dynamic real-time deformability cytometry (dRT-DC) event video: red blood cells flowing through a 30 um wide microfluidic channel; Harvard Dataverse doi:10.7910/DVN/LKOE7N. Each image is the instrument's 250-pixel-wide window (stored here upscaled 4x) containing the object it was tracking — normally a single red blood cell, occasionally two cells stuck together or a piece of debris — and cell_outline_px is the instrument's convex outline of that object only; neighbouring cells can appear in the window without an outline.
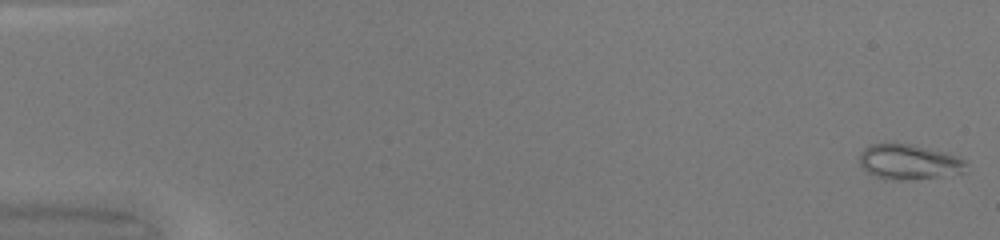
{"species": "common noctule bat (a hibernating species)", "species_latin": "Nyctalus noctula", "temperature_condition": "warm", "stored_images_in_passage": 37, "camera_frame_rate_fps": 3000, "um_per_image_px": 0.085, "animal": {"sex": "female", "body_mass_g": 20.0, "forearm_length_mm": 54.0}, "frame": {"image": 1, "passage_image": 1, "time_ms": 0.0, "image_size_px": [1000, 240], "cell_outline_px": [[968, 172], [940, 176], [908, 180], [884, 180], [868, 172], [860, 164], [860, 152], [868, 144], [912, 144], [944, 152], [956, 156], [964, 160]], "centroid_in_image_um": [77.25, 13.77], "position_along_channel_um": 7.7, "area_um2": 21.79}}
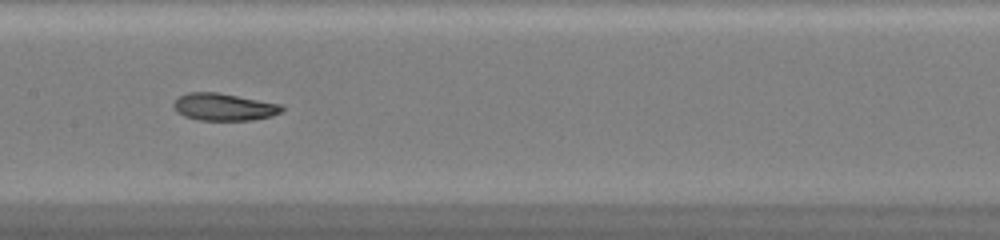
{"frame": {"image": 2, "passage_image": 26, "time_ms": 8.333, "image_size_px": [1000, 240], "cell_outline_px": [[284, 108], [280, 112], [272, 116], [252, 120], [200, 120], [184, 116], [176, 112], [172, 104], [180, 96], [188, 92], [216, 92], [280, 104]], "centroid_in_image_um": [19.0, 9.1], "position_along_channel_um": 188.4, "area_um2": 17.05}}
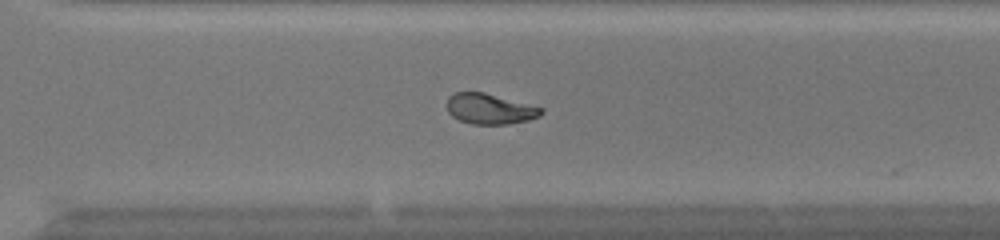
{"frame": {"image": 3, "passage_image": 36, "time_ms": 11.667, "image_size_px": [1000, 240], "cell_outline_px": [[544, 112], [540, 116], [528, 120], [508, 124], [472, 124], [460, 120], [452, 116], [448, 112], [444, 104], [448, 96], [456, 92], [484, 92], [544, 108]], "centroid_in_image_um": [41.6, 9.25], "position_along_channel_um": 329.0, "area_um2": 16.94}}